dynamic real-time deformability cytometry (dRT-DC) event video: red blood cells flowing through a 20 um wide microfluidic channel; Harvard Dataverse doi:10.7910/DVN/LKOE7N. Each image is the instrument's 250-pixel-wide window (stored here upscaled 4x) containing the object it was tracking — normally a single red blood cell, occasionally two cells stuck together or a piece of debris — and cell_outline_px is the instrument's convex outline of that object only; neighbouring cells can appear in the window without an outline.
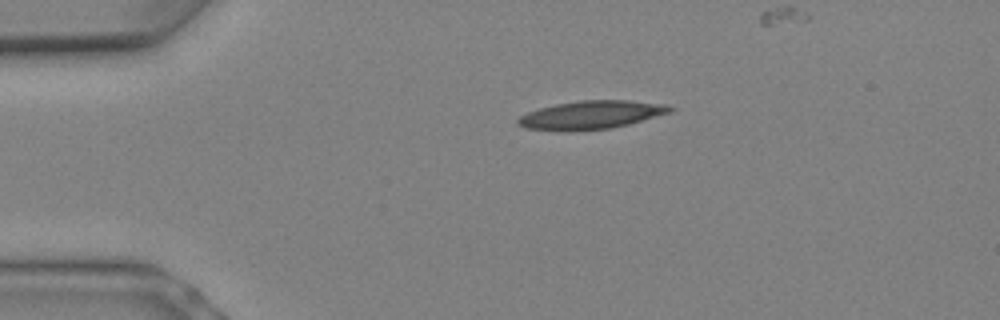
{"species": "Egyptian fruit bat (a non-hibernating species)", "species_latin": "Rousettus aegyptiacus", "temperature_condition": "warm", "stored_images_in_passage": 4, "camera_frame_rate_fps": 3000, "um_per_image_px": 0.085, "animal": {"sex": "female"}, "frame": {"image": 1, "passage_image": 1, "time_ms": 0.0, "image_size_px": [1000, 320], "cell_outline_px": [[676, 108], [672, 112], [628, 124], [612, 128], [572, 132], [564, 132], [524, 128], [516, 124], [516, 120], [520, 116], [528, 112], [540, 108], [556, 104], [580, 100], [628, 100], [664, 104]], "centroid_in_image_um": [50.22, 9.78], "position_along_channel_um": 34.8, "area_um2": 25.43}}